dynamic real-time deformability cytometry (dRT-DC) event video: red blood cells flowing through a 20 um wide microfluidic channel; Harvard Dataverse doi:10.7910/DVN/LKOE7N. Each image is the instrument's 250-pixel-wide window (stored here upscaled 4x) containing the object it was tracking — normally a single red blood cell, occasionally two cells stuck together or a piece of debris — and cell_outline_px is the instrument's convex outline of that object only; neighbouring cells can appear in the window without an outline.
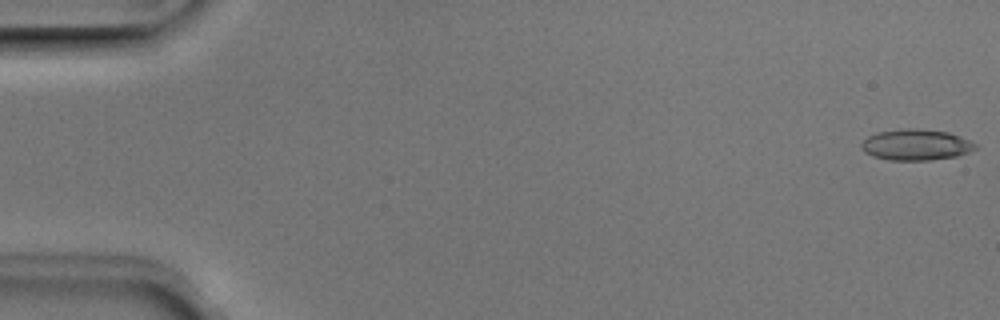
{"species": "Egyptian fruit bat (a non-hibernating species)", "species_latin": "Rousettus aegyptiacus", "temperature_condition": "room temperature", "stored_images_in_passage": 51, "camera_frame_rate_fps": 3000, "um_per_image_px": 0.085, "animal": {"sex": "male"}, "frame": {"image": 1, "passage_image": 1, "time_ms": 0.0, "image_size_px": [1000, 320], "cell_outline_px": [[976, 148], [968, 152], [956, 156], [928, 160], [888, 160], [872, 156], [864, 152], [860, 148], [860, 144], [868, 136], [876, 132], [900, 128], [916, 128], [948, 132], [960, 136], [976, 144]], "centroid_in_image_um": [77.8, 12.3], "position_along_channel_um": 7.2, "area_um2": 20.69}}
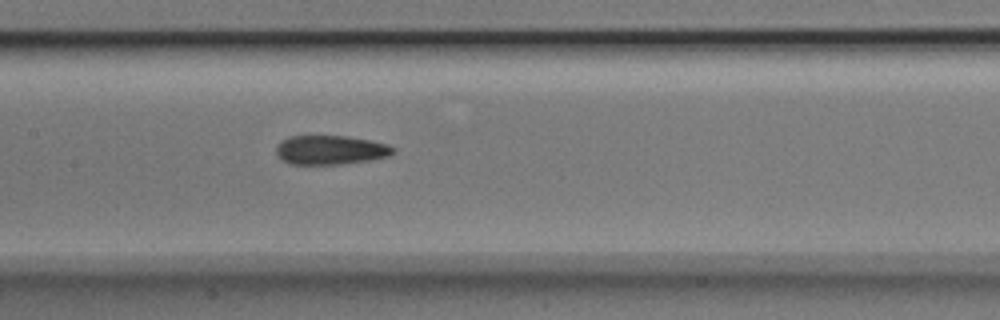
{"frame": {"image": 2, "passage_image": 25, "time_ms": 8.0, "image_size_px": [1000, 320], "cell_outline_px": [[396, 152], [388, 156], [372, 160], [340, 164], [288, 164], [280, 160], [276, 152], [276, 148], [280, 140], [288, 136], [348, 136], [372, 140], [388, 144], [396, 148]], "centroid_in_image_um": [28.1, 12.74], "position_along_channel_um": 179.3, "area_um2": 20.23}}
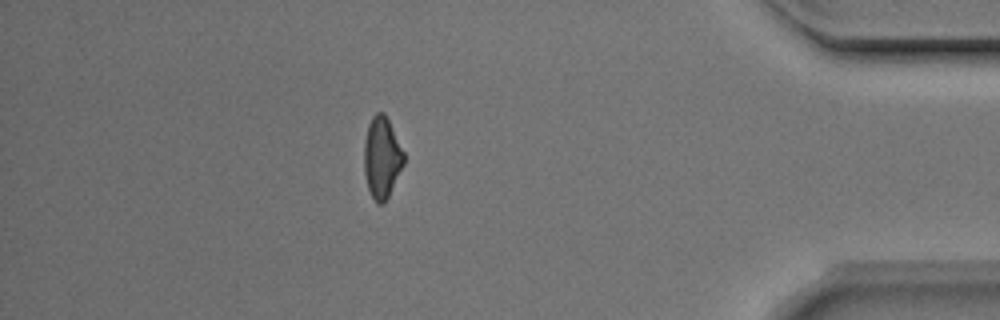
{"frame": {"image": 3, "passage_image": 45, "time_ms": 14.667, "image_size_px": [1000, 320], "cell_outline_px": [[404, 164], [384, 204], [376, 204], [368, 188], [364, 172], [364, 140], [368, 124], [372, 116], [376, 112], [384, 112], [404, 152]], "centroid_in_image_um": [32.44, 13.39], "position_along_channel_um": 402.8, "area_um2": 18.79}, "authors_computed_cell_mechanics": {"area_um2": 19.941, "velocity_mm_per_s": 3.9657, "shape_relaxation_time_tau1_ms": 8.4247, "shape_relaxation_time_tau2_ms": 2.1777, "deformation_change_tau1": 0.1841, "deformation_change_tau2": 0.0948}}